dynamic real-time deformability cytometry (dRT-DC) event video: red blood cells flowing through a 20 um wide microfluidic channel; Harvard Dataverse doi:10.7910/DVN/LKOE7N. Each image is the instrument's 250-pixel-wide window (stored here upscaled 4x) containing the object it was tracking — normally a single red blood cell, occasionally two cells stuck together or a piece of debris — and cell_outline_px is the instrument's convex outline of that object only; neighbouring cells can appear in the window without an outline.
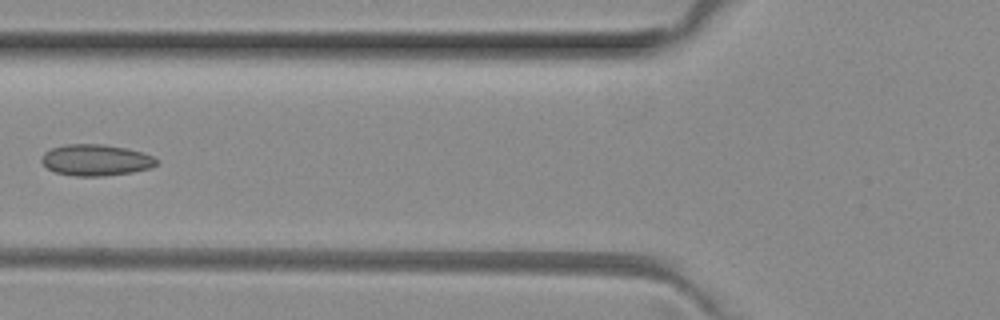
{"species": "common noctule bat (a hibernating species)", "species_latin": "Nyctalus noctula", "temperature_condition": "room temperature", "stored_images_in_passage": 7, "camera_frame_rate_fps": 3000, "um_per_image_px": 0.085, "animal": {"sex": "female", "body_mass_g": 29.2, "forearm_length_mm": 56.3}, "frame": {"image": 1, "passage_image": 6, "time_ms": 1.667, "image_size_px": [1000, 320], "cell_outline_px": [[156, 164], [152, 168], [132, 172], [104, 176], [76, 176], [56, 172], [48, 168], [40, 160], [44, 152], [52, 148], [64, 144], [104, 144], [128, 148], [152, 156], [156, 160]], "centroid_in_image_um": [8.13, 13.6], "position_along_channel_um": 117.7, "area_um2": 20.92}}
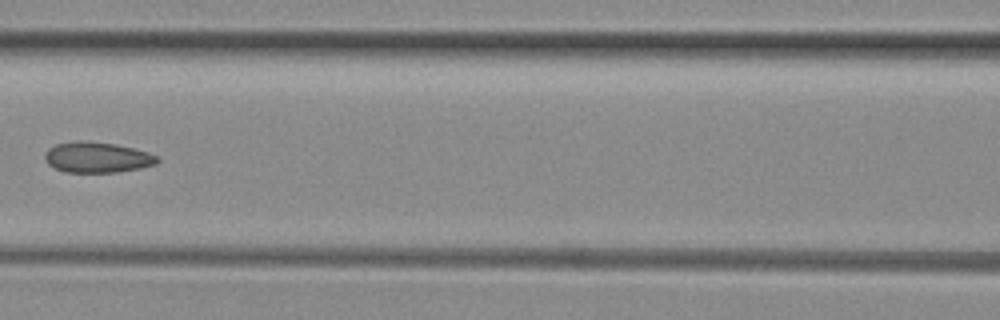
{"frame": {"image": 2, "passage_image": 7, "time_ms": 2.0, "image_size_px": [1000, 320], "cell_outline_px": [[160, 160], [156, 164], [140, 168], [116, 172], [64, 172], [48, 164], [44, 160], [44, 156], [48, 148], [56, 144], [80, 140], [116, 144], [148, 152], [156, 156]], "centroid_in_image_um": [8.24, 13.37], "position_along_channel_um": 158.4, "area_um2": 20.0}}